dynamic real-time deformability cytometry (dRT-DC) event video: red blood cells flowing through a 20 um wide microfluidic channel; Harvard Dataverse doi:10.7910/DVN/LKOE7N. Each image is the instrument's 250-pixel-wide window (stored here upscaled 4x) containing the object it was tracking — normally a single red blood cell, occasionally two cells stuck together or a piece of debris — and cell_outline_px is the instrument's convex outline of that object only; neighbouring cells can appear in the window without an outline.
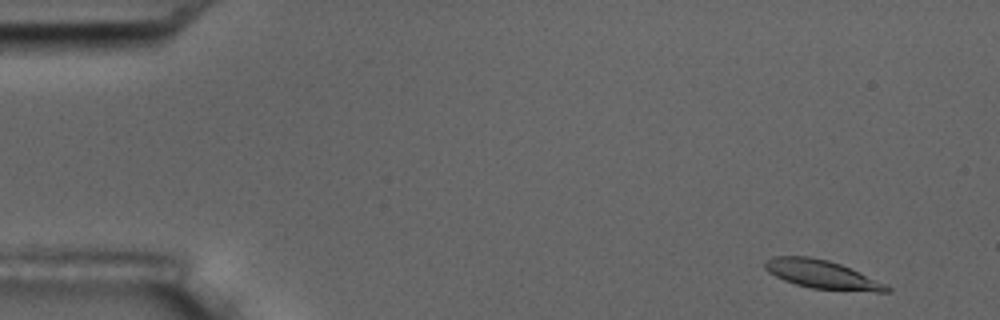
{"species": "common noctule bat (a hibernating species)", "species_latin": "Nyctalus noctula", "temperature_condition": "room temperature", "stored_images_in_passage": 6, "camera_frame_rate_fps": 3000, "um_per_image_px": 0.085, "animal": {"sex": "male", "body_mass_g": 17.5, "forearm_length_mm": 52.3}, "frame": {"image": 1, "passage_image": 1, "time_ms": 0.0, "image_size_px": [1000, 320], "cell_outline_px": [[892, 288], [888, 292], [876, 292], [812, 288], [796, 284], [784, 280], [768, 272], [764, 268], [764, 260], [772, 256], [808, 256], [828, 260], [840, 264], [884, 284]], "centroid_in_image_um": [69.79, 23.31], "position_along_channel_um": 15.2, "area_um2": 19.88}}
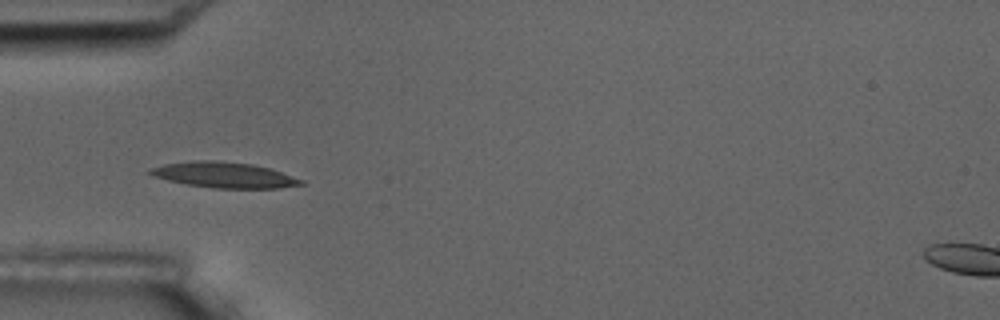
{"frame": {"image": 2, "passage_image": 5, "time_ms": 4.667, "image_size_px": [1000, 320], "cell_outline_px": [[304, 184], [276, 188], [212, 188], [188, 184], [168, 180], [156, 176], [148, 172], [148, 168], [164, 164], [192, 160], [216, 160], [252, 164], [268, 168], [304, 180]], "centroid_in_image_um": [19.03, 14.86], "position_along_channel_um": 66.0, "area_um2": 22.31}}